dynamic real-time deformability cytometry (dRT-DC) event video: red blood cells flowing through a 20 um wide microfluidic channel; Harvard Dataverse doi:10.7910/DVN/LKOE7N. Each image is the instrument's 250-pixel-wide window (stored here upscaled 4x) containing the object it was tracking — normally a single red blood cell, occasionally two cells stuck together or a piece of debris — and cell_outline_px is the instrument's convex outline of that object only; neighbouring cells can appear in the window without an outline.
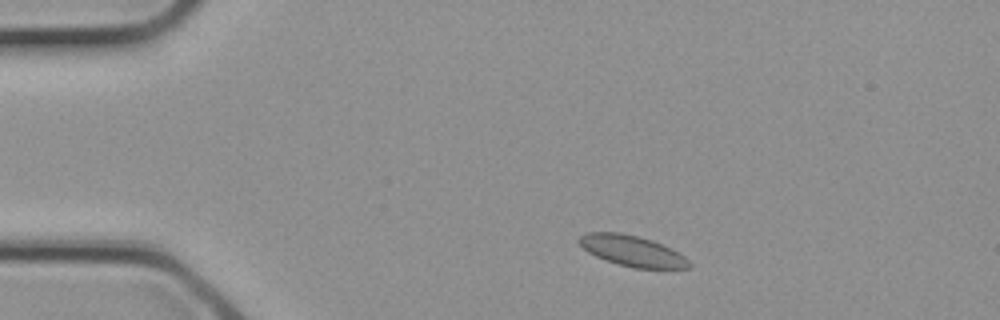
{"species": "common noctule bat (a hibernating species)", "species_latin": "Nyctalus noctula", "temperature_condition": "cold", "stored_images_in_passage": 29, "segment_of_instrument_passage": [1, 2], "camera_frame_rate_fps": 3000, "um_per_image_px": 0.085, "animal": {"sex": "female", "body_mass_g": 21.9}, "frame": {"image": 1, "passage_image": 2, "time_ms": 0.333, "image_size_px": [1000, 320], "cell_outline_px": [[692, 268], [636, 268], [604, 260], [588, 252], [576, 240], [584, 232], [620, 232], [640, 236], [652, 240], [672, 248], [684, 256], [692, 264]], "centroid_in_image_um": [53.73, 21.31], "position_along_channel_um": 31.3, "area_um2": 19.83}}
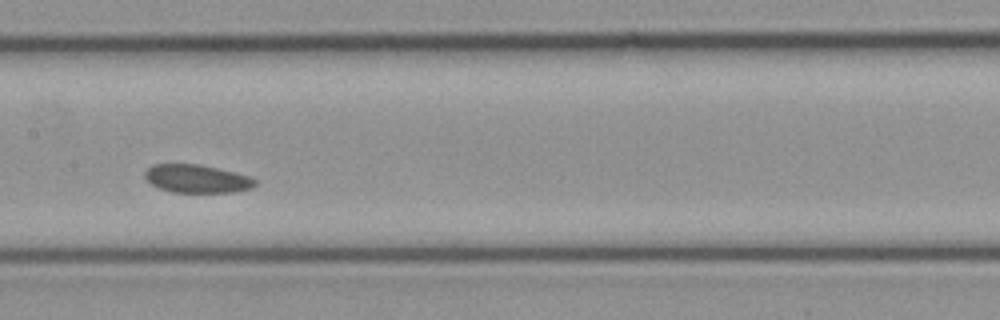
{"frame": {"image": 2, "passage_image": 12, "time_ms": 3.667, "image_size_px": [1000, 320], "cell_outline_px": [[256, 184], [252, 188], [232, 192], [172, 192], [160, 188], [144, 180], [144, 172], [152, 164], [200, 164], [236, 172], [248, 176], [256, 180]], "centroid_in_image_um": [16.71, 15.18], "position_along_channel_um": 190.7, "area_um2": 18.15}}
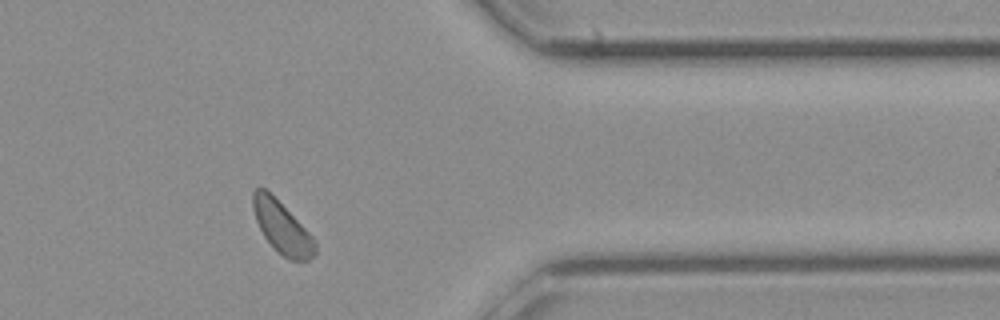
{"frame": {"image": 3, "passage_image": 22, "time_ms": 7.0, "image_size_px": [1000, 320], "cell_outline_px": [[316, 256], [308, 260], [288, 260], [276, 252], [264, 236], [256, 220], [252, 208], [252, 192], [256, 188], [264, 188], [316, 240]], "centroid_in_image_um": [23.97, 19.4], "position_along_channel_um": 387.4, "area_um2": 18.44}}